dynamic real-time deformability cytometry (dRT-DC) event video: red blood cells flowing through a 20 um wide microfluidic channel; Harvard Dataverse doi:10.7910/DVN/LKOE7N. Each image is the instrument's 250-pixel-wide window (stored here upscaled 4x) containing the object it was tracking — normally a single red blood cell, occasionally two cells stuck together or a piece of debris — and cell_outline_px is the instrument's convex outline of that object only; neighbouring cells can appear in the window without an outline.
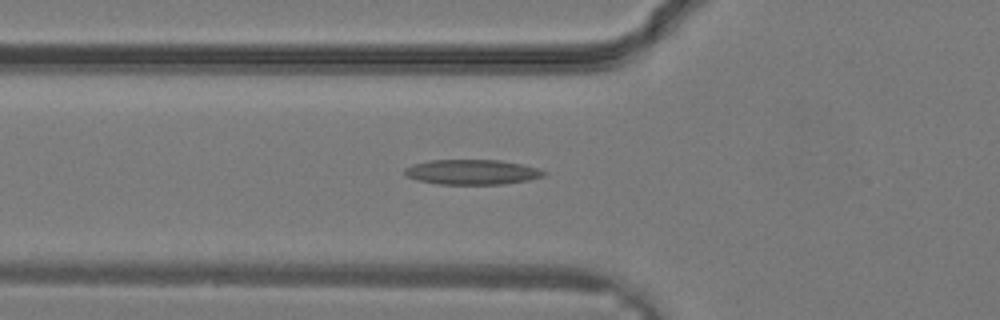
{"species": "common noctule bat (a hibernating species)", "species_latin": "Nyctalus noctula", "temperature_condition": "warm", "stored_images_in_passage": 14, "camera_frame_rate_fps": 3000, "um_per_image_px": 0.085, "animal": {"sex": "male", "body_mass_g": 19.2, "forearm_length_mm": 51.8}, "frame": {"image": 1, "passage_image": 6, "time_ms": 1.667, "image_size_px": [1000, 320], "cell_outline_px": [[548, 172], [544, 176], [528, 180], [504, 184], [436, 184], [416, 180], [404, 176], [404, 168], [412, 164], [432, 160], [500, 160], [520, 164], [536, 168]], "centroid_in_image_um": [40.07, 14.63], "position_along_channel_um": 85.7, "area_um2": 20.35}}
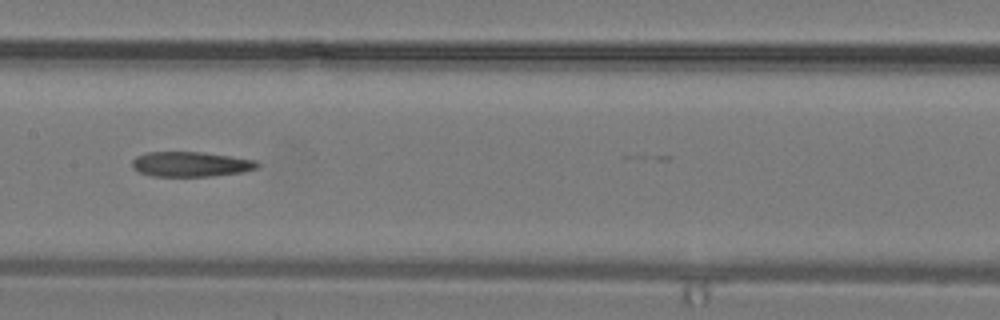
{"frame": {"image": 2, "passage_image": 11, "time_ms": 3.333, "image_size_px": [1000, 320], "cell_outline_px": [[260, 164], [256, 168], [244, 172], [212, 176], [152, 176], [140, 172], [132, 168], [132, 160], [136, 156], [148, 152], [200, 152], [256, 160]], "centroid_in_image_um": [16.2, 13.96], "position_along_channel_um": 191.2, "area_um2": 18.15}}
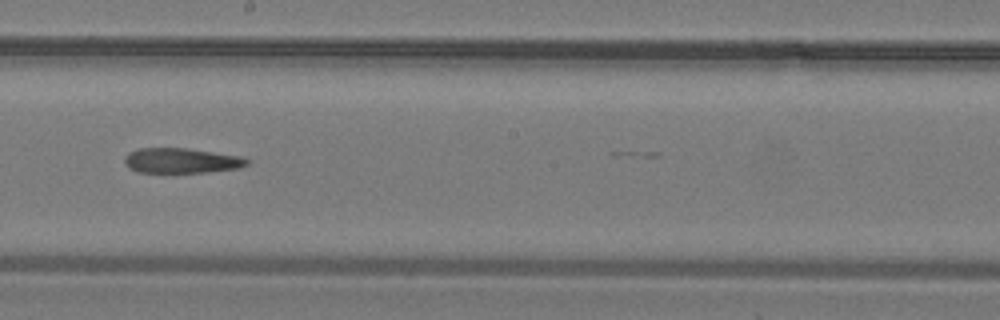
{"frame": {"image": 3, "passage_image": 13, "time_ms": 4.0, "image_size_px": [1000, 320], "cell_outline_px": [[248, 164], [240, 168], [208, 172], [136, 172], [128, 168], [124, 164], [124, 156], [128, 152], [140, 148], [188, 148], [244, 156], [248, 160]], "centroid_in_image_um": [15.41, 13.65], "position_along_channel_um": 232.8, "area_um2": 18.15}}